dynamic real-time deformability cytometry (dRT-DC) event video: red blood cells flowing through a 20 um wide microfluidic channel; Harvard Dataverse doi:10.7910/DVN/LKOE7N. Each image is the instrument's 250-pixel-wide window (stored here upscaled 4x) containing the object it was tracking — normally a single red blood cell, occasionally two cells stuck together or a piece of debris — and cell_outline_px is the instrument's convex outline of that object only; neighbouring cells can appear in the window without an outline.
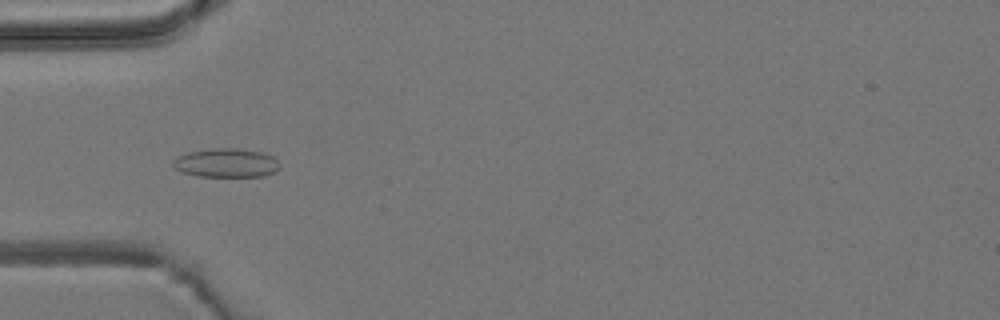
{"species": "common noctule bat (a hibernating species)", "species_latin": "Nyctalus noctula", "temperature_condition": "room temperature", "stored_images_in_passage": 26, "camera_frame_rate_fps": 3000, "um_per_image_px": 0.085, "animal": {"sex": "male", "body_mass_g": 19.2, "forearm_length_mm": 51.8}, "frame": {"image": 1, "passage_image": 1, "time_ms": 0.0, "image_size_px": [1000, 320], "cell_outline_px": [[280, 168], [276, 172], [264, 176], [200, 176], [180, 172], [172, 164], [172, 160], [188, 152], [212, 148], [236, 148], [260, 152], [272, 156], [280, 164]], "centroid_in_image_um": [19.24, 13.85], "position_along_channel_um": 65.8, "area_um2": 17.92}}
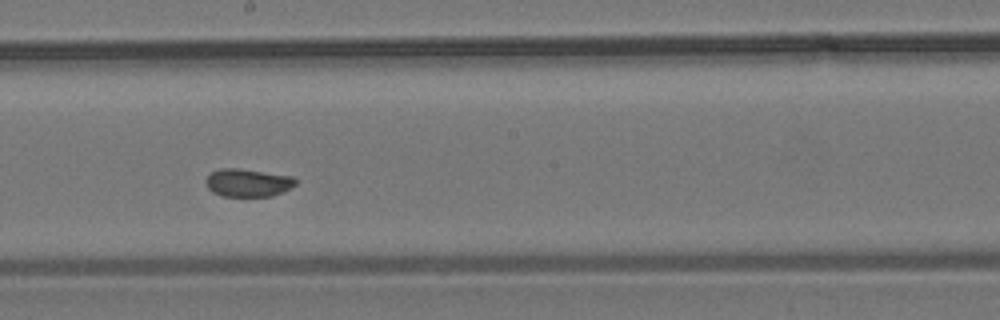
{"frame": {"image": 2, "passage_image": 14, "time_ms": 4.333, "image_size_px": [1000, 320], "cell_outline_px": [[296, 184], [292, 188], [284, 192], [272, 196], [224, 196], [212, 192], [208, 188], [204, 180], [212, 172], [220, 168], [240, 168], [292, 176], [296, 180]], "centroid_in_image_um": [21.08, 15.53], "position_along_channel_um": 227.1, "area_um2": 14.74}}
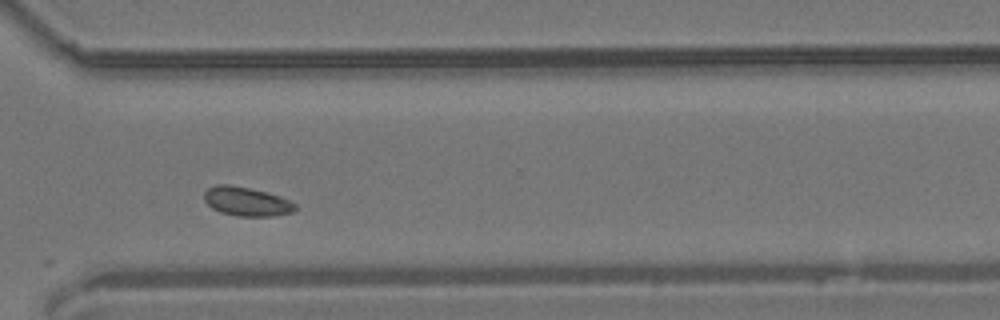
{"frame": {"image": 3, "passage_image": 24, "time_ms": 7.667, "image_size_px": [1000, 320], "cell_outline_px": [[296, 208], [292, 212], [272, 216], [236, 216], [220, 212], [212, 208], [204, 200], [204, 192], [208, 188], [216, 184], [228, 184], [268, 192], [280, 196], [296, 204]], "centroid_in_image_um": [20.94, 17.12], "position_along_channel_um": 349.7, "area_um2": 15.37}, "authors_computed_cell_mechanics": {"area_um2": 15.028, "velocity_mm_per_s": 3.6957, "shape_relaxation_time_tau1_ms": 4.3795, "shape_relaxation_time_tau2_ms": null, "deformation_change_tau1": 0.0882, "deformation_change_tau2": null}}